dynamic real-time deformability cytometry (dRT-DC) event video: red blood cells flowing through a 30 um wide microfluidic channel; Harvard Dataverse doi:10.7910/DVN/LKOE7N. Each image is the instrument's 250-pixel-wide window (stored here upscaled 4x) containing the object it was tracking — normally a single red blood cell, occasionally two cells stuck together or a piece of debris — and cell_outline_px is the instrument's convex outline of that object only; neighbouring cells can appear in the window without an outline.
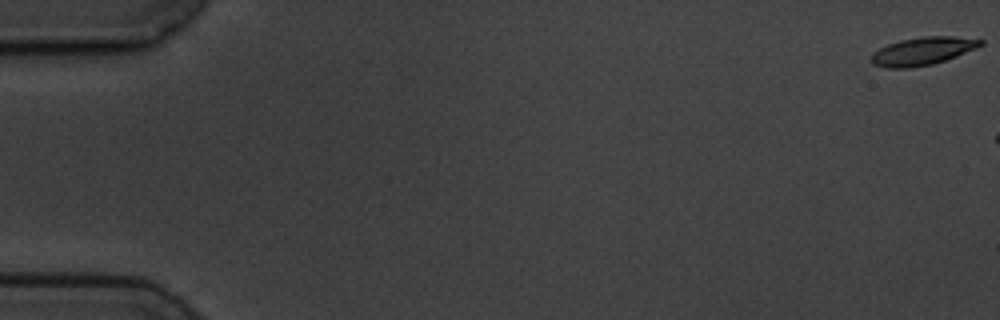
{"species": "common noctule bat (a hibernating species)", "species_latin": "Nyctalus noctula", "temperature_condition": "cold", "stored_images_in_passage": 3, "camera_frame_rate_fps": 3000, "um_per_image_px": 0.085, "animal": {"sex": "male", "body_mass_g": 19.5, "forearm_length_mm": 54.6}, "frame": {"image": 1, "passage_image": 1, "time_ms": 0.0, "image_size_px": [1000, 320], "cell_outline_px": [[984, 44], [976, 48], [956, 56], [932, 64], [908, 68], [888, 68], [872, 64], [868, 60], [872, 52], [888, 44], [900, 40], [924, 36], [952, 36], [984, 40]], "centroid_in_image_um": [78.37, 4.34], "position_along_channel_um": 6.6, "area_um2": 17.8}}